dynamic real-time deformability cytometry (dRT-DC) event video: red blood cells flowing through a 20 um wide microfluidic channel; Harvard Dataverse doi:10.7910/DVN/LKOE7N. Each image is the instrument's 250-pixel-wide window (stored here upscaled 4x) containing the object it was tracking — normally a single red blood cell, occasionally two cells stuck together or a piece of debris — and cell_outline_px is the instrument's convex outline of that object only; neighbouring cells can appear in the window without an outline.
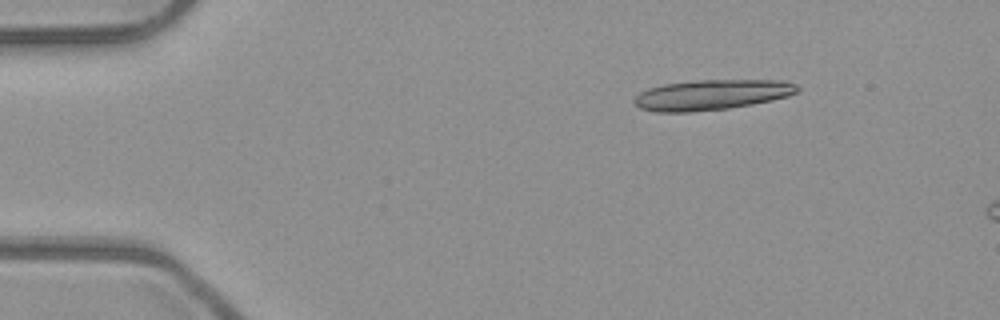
{"species": "common noctule bat (a hibernating species)", "species_latin": "Nyctalus noctula", "temperature_condition": "room temperature", "stored_images_in_passage": 2, "camera_frame_rate_fps": 3000, "um_per_image_px": 0.085, "animal": {"sex": "male", "body_mass_g": 23.1, "forearm_length_mm": 52.7}, "frame": {"image": 1, "passage_image": 1, "time_ms": 0.0, "image_size_px": [1000, 320], "cell_outline_px": [[800, 88], [796, 92], [788, 96], [772, 100], [752, 104], [728, 108], [688, 112], [656, 112], [640, 108], [632, 100], [640, 92], [648, 88], [664, 84], [700, 80], [784, 80], [796, 84]], "centroid_in_image_um": [60.5, 8.05], "position_along_channel_um": 24.5, "area_um2": 28.73}}